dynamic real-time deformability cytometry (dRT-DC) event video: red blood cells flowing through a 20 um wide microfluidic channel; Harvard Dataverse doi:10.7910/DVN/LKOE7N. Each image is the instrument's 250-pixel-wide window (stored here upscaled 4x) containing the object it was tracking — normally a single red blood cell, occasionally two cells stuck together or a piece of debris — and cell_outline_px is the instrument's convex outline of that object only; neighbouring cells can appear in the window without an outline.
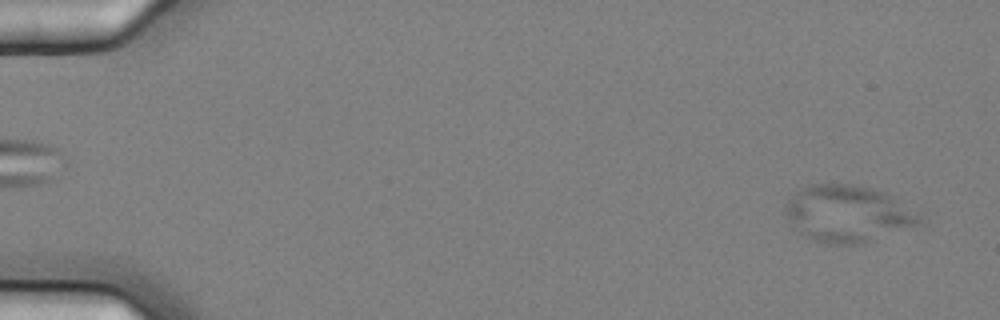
{"species": "common noctule bat (a hibernating species)", "species_latin": "Nyctalus noctula", "temperature_condition": "cold", "stored_images_in_passage": 57, "camera_frame_rate_fps": 3000, "um_per_image_px": 0.085, "animal": {"sex": "female", "body_mass_g": 25.1}, "frame": {"image": 1, "passage_image": 3, "time_ms": 0.667, "image_size_px": [1000, 320], "cell_outline_px": [[924, 220], [916, 224], [860, 244], [824, 244], [812, 240], [796, 232], [784, 212], [784, 204], [800, 188], [808, 184], [852, 184], [872, 188], [888, 192], [924, 212]], "centroid_in_image_um": [72.09, 18.14], "position_along_channel_um": 12.9, "area_um2": 45.2}}
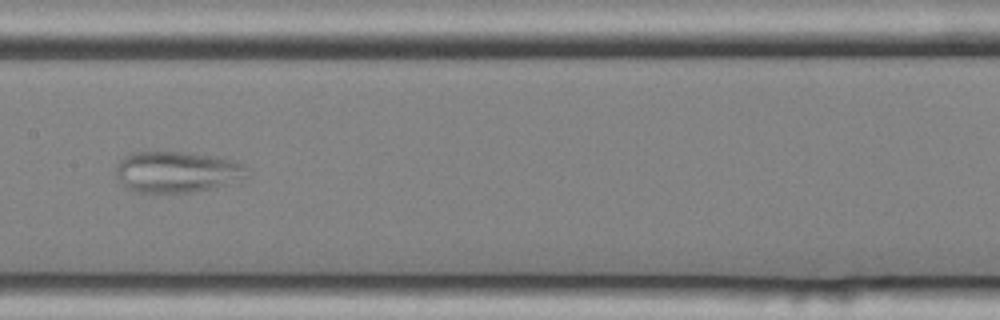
{"frame": {"image": 2, "passage_image": 30, "time_ms": 9.667, "image_size_px": [1000, 320], "cell_outline_px": [[248, 176], [228, 184], [192, 192], [132, 192], [116, 176], [116, 164], [124, 156], [132, 152], [184, 152], [212, 156], [232, 160], [240, 164], [244, 168]], "centroid_in_image_um": [14.98, 14.61], "position_along_channel_um": 192.4, "area_um2": 31.04}}
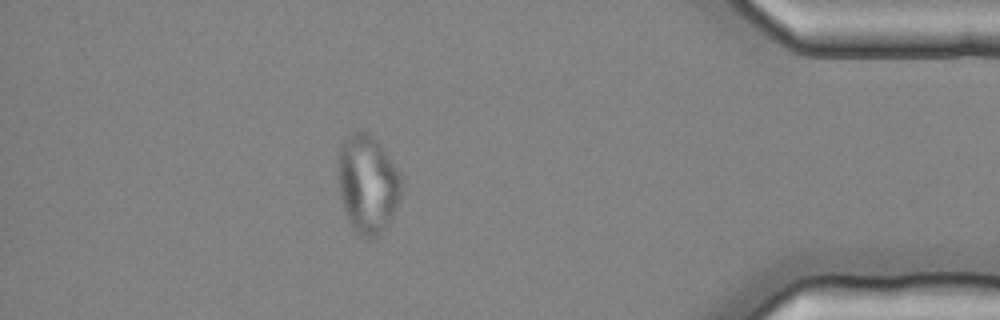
{"frame": {"image": 3, "passage_image": 51, "time_ms": 16.667, "image_size_px": [1000, 320], "cell_outline_px": [[404, 188], [388, 228], [376, 236], [368, 240], [356, 236], [348, 220], [340, 196], [340, 148], [344, 140], [356, 128], [368, 132], [380, 144], [404, 176]], "centroid_in_image_um": [31.32, 15.68], "position_along_channel_um": 403.9, "area_um2": 36.99}}